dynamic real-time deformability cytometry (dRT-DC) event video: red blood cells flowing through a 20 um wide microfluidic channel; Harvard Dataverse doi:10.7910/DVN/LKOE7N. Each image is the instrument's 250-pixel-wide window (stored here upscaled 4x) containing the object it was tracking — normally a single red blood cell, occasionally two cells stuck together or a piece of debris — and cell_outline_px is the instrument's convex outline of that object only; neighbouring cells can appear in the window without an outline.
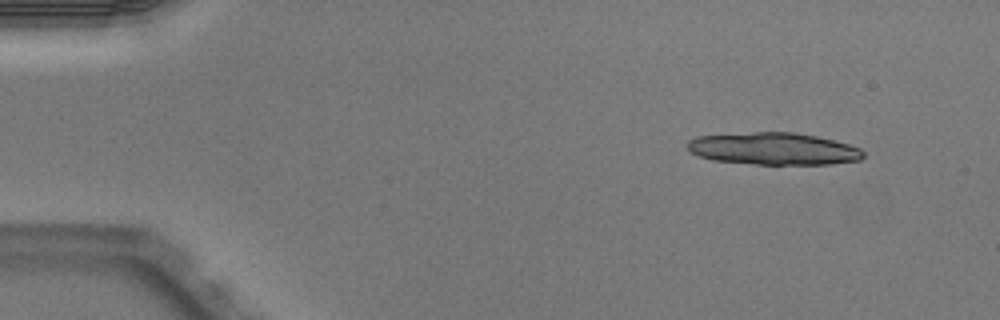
{"species": "Egyptian fruit bat (a non-hibernating species)", "species_latin": "Rousettus aegyptiacus", "temperature_condition": "warm", "stored_images_in_passage": 4, "camera_frame_rate_fps": 3000, "um_per_image_px": 0.085, "animal": {"sex": "male"}, "frame": {"image": 1, "passage_image": 1, "time_ms": 0.0, "image_size_px": [1000, 320], "cell_outline_px": [[864, 156], [860, 160], [832, 164], [756, 164], [712, 160], [688, 152], [684, 144], [688, 140], [696, 136], [752, 132], [796, 132], [816, 136], [848, 144], [860, 148], [864, 152]], "centroid_in_image_um": [65.7, 12.64], "position_along_channel_um": 19.3, "area_um2": 33.23}}
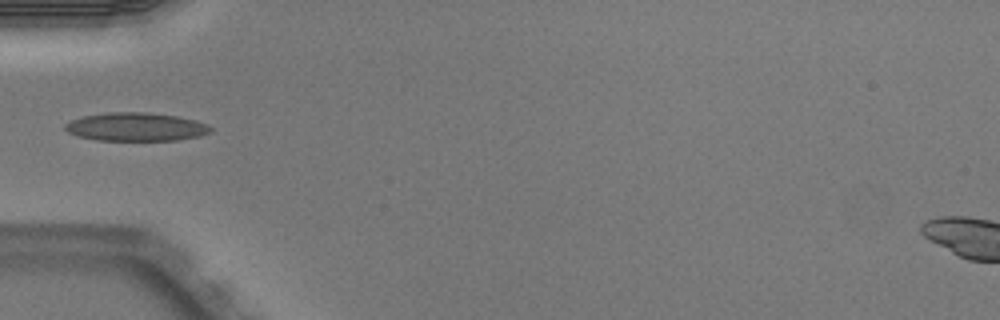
{"frame": {"image": 2, "passage_image": 4, "time_ms": 1.0, "image_size_px": [1000, 320], "cell_outline_px": [[212, 132], [200, 136], [176, 140], [96, 140], [76, 136], [68, 132], [64, 128], [64, 124], [72, 120], [84, 116], [108, 112], [148, 112], [176, 116], [196, 120], [208, 124], [212, 128]], "centroid_in_image_um": [11.57, 10.78], "position_along_channel_um": 73.4, "area_um2": 24.16}}